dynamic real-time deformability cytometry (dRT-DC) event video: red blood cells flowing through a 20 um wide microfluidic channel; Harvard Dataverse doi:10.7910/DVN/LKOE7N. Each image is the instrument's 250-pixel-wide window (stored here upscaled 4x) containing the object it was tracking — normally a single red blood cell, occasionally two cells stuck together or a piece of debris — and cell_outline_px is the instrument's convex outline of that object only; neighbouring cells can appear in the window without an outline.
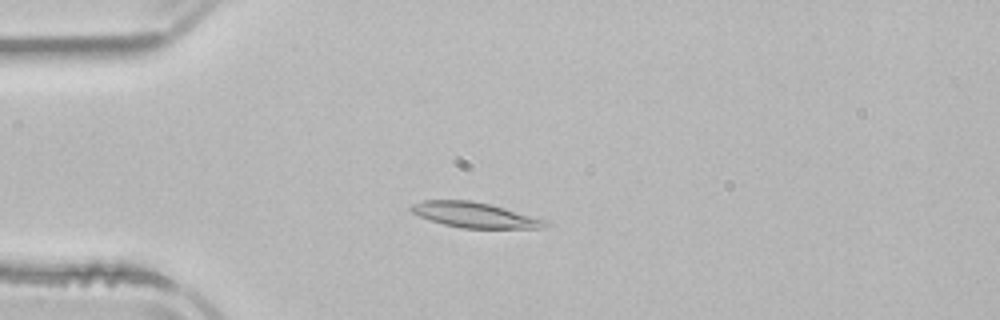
{"species": "common noctule bat (a hibernating species)", "species_latin": "Nyctalus noctula", "temperature_condition": "room temperature", "stored_images_in_passage": 3, "camera_frame_rate_fps": 3000, "um_per_image_px": 0.085, "animal": {"sex": "male", "body_mass_g": 21.5, "forearm_length_mm": 52.0}, "frame": {"image": 1, "passage_image": 3, "time_ms": 3.0, "image_size_px": [1000, 320], "cell_outline_px": [[548, 224], [540, 228], [460, 228], [444, 224], [420, 216], [412, 212], [408, 208], [412, 204], [424, 200], [468, 200], [492, 204], [544, 220]], "centroid_in_image_um": [40.29, 18.26], "position_along_channel_um": 44.7, "area_um2": 19.42}}